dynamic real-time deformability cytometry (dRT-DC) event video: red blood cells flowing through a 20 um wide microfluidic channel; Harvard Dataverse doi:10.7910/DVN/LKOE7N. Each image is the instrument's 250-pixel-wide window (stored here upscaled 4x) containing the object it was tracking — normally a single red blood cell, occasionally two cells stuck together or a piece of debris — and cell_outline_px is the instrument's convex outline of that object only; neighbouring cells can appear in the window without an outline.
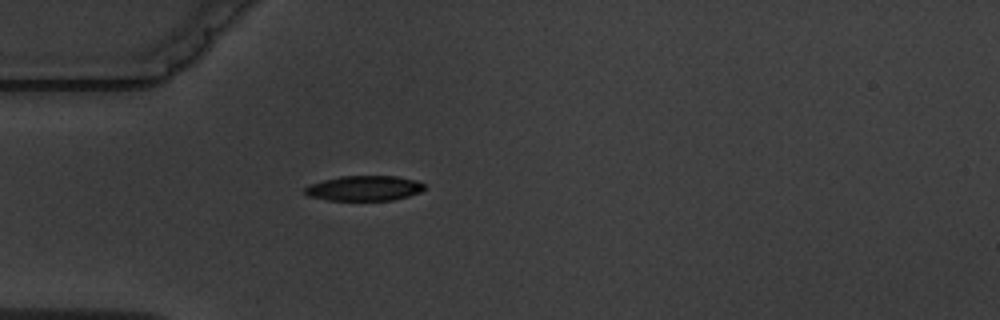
{"species": "common noctule bat (a hibernating species)", "species_latin": "Nyctalus noctula", "temperature_condition": "warm", "stored_images_in_passage": 1, "camera_frame_rate_fps": 3000, "um_per_image_px": 0.085, "animal": {"sex": "male", "body_mass_g": 19.5, "forearm_length_mm": 54.6}, "frame": {"image": 1, "passage_image": 1, "time_ms": 0.0, "image_size_px": [1000, 320], "cell_outline_px": [[424, 188], [420, 192], [408, 196], [392, 200], [328, 200], [308, 196], [304, 192], [304, 188], [308, 184], [340, 176], [396, 176], [416, 180], [424, 184]], "centroid_in_image_um": [30.93, 16.0], "position_along_channel_um": 54.1, "area_um2": 17.46}}